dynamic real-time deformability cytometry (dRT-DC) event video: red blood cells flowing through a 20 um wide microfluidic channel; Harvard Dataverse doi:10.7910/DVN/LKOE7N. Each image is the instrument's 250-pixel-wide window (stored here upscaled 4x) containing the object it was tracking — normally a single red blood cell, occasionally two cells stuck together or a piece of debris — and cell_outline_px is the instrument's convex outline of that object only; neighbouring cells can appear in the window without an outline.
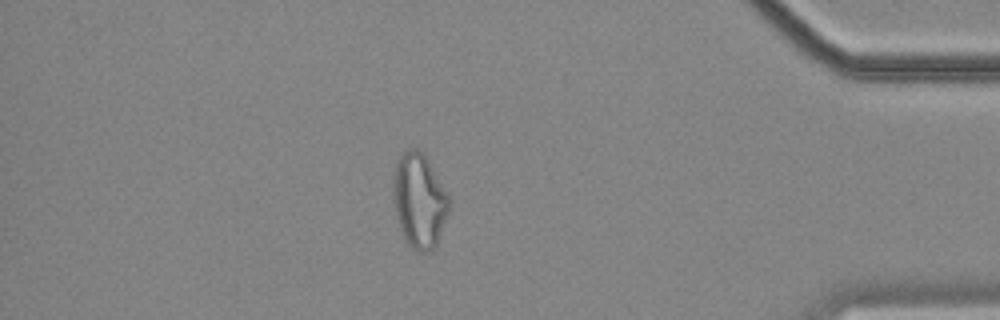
{"species": "common noctule bat (a hibernating species)", "species_latin": "Nyctalus noctula", "temperature_condition": "cold", "stored_images_in_passage": 57, "camera_frame_rate_fps": 3000, "um_per_image_px": 0.085, "animal": {"sex": "female", "body_mass_g": 18.4}, "frame": {"image": 1, "passage_image": 49, "time_ms": 16.0, "image_size_px": [1000, 320], "cell_outline_px": [[448, 212], [436, 244], [428, 252], [420, 252], [412, 248], [404, 236], [400, 228], [396, 216], [392, 192], [392, 176], [396, 164], [400, 156], [408, 148], [416, 148], [428, 160], [448, 192]], "centroid_in_image_um": [35.61, 17.02], "position_along_channel_um": 399.6, "area_um2": 30.46}}